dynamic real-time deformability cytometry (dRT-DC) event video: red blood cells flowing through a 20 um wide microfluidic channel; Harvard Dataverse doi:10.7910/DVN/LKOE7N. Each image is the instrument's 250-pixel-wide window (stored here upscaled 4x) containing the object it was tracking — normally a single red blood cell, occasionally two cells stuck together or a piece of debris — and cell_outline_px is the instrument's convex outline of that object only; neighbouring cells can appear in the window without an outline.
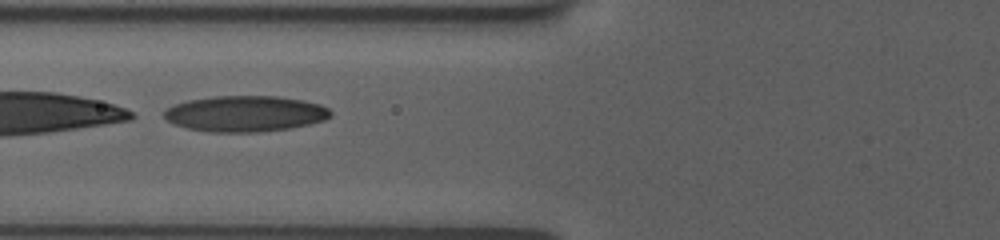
{"species": "human", "species_latin": "Homo sapiens", "temperature_condition": "room temperature", "stored_images_in_passage": 24, "camera_frame_rate_fps": 3000, "um_per_image_px": 0.085, "donor": {"sex": "female"}, "frame": {"image": 1, "passage_image": 5, "time_ms": 2.333, "image_size_px": [1000, 240], "cell_outline_px": [[332, 112], [324, 120], [308, 124], [288, 128], [248, 132], [212, 132], [188, 128], [176, 124], [168, 120], [164, 116], [164, 112], [172, 104], [188, 100], [212, 96], [276, 96], [304, 100], [320, 104], [328, 108]], "centroid_in_image_um": [20.83, 9.64], "position_along_channel_um": 105.0, "area_um2": 34.51}}
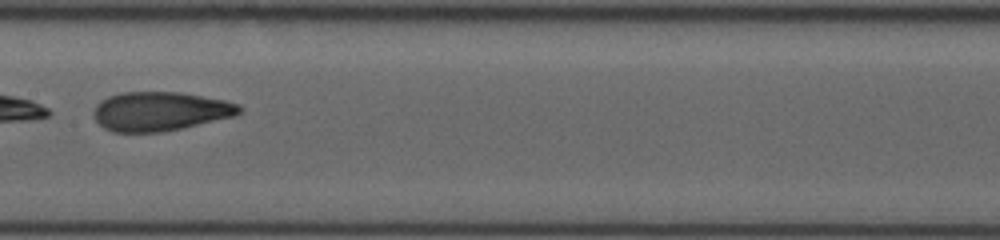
{"frame": {"image": 2, "passage_image": 10, "time_ms": 4.667, "image_size_px": [1000, 240], "cell_outline_px": [[240, 112], [232, 116], [180, 128], [156, 132], [112, 132], [104, 128], [96, 120], [96, 104], [100, 100], [108, 96], [120, 92], [180, 92], [224, 100], [240, 104]], "centroid_in_image_um": [13.58, 9.45], "position_along_channel_um": 193.8, "area_um2": 32.66}}
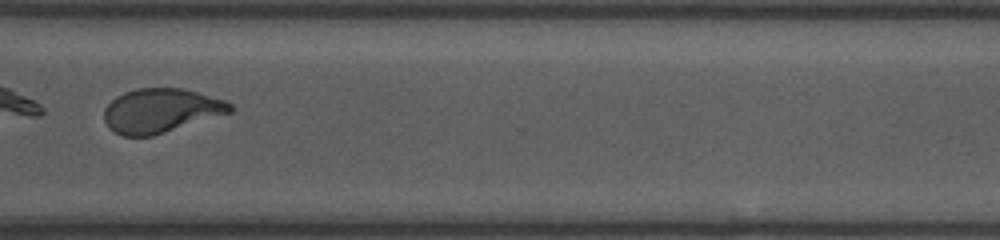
{"frame": {"image": 3, "passage_image": 19, "time_ms": 9.0, "image_size_px": [1000, 240], "cell_outline_px": [[232, 112], [152, 136], [124, 136], [116, 132], [104, 120], [104, 108], [116, 96], [124, 92], [136, 88], [184, 88], [224, 100], [232, 104]], "centroid_in_image_um": [13.67, 9.39], "position_along_channel_um": 356.9, "area_um2": 32.19}, "authors_computed_cell_mechanics": {"area_um2": 33.0616, "velocity_mm_per_s": 3.7753, "shape_relaxation_time_tau1_ms": 8.0228, "shape_relaxation_time_tau2_ms": 1.2326, "deformation_change_tau1": 0.2384, "deformation_change_tau2": 0.0897}}